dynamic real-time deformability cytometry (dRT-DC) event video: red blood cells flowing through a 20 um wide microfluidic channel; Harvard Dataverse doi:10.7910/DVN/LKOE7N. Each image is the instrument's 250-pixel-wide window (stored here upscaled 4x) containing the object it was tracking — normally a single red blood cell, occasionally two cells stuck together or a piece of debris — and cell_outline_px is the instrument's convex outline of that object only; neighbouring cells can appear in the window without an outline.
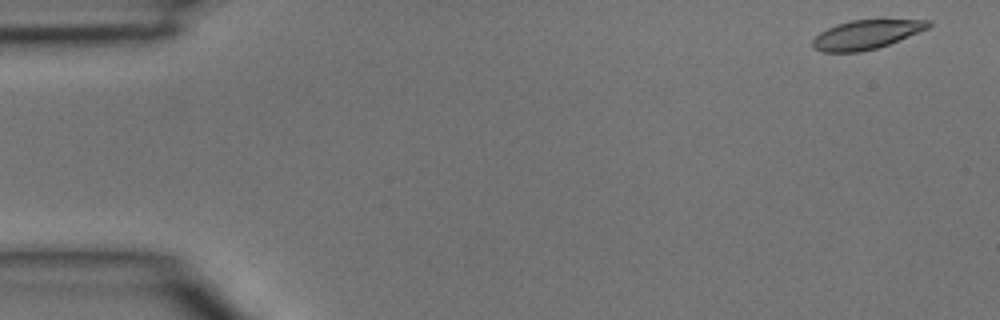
{"species": "common noctule bat (a hibernating species)", "species_latin": "Nyctalus noctula", "temperature_condition": "room temperature", "stored_images_in_passage": 5, "camera_frame_rate_fps": 3000, "um_per_image_px": 0.085, "animal": {"sex": "male", "body_mass_g": 15.6}, "frame": {"image": 1, "passage_image": 1, "time_ms": 0.0, "image_size_px": [1000, 320], "cell_outline_px": [[932, 24], [928, 28], [888, 44], [876, 48], [860, 52], [824, 52], [812, 48], [812, 40], [820, 32], [836, 24], [848, 20], [932, 20]], "centroid_in_image_um": [73.59, 2.94], "position_along_channel_um": 11.4, "area_um2": 19.42}}
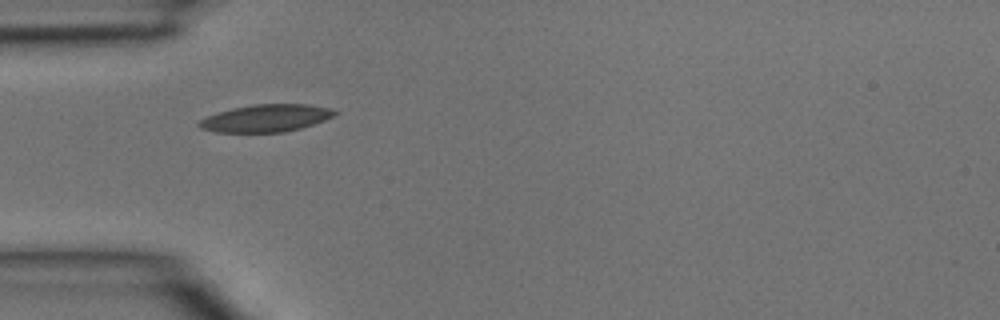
{"frame": {"image": 2, "passage_image": 4, "time_ms": 1.0, "image_size_px": [1000, 320], "cell_outline_px": [[340, 112], [336, 116], [300, 128], [284, 132], [216, 132], [200, 128], [196, 124], [200, 120], [208, 116], [232, 108], [256, 104], [308, 104], [328, 108]], "centroid_in_image_um": [22.63, 10.04], "position_along_channel_um": 62.4, "area_um2": 21.5}}
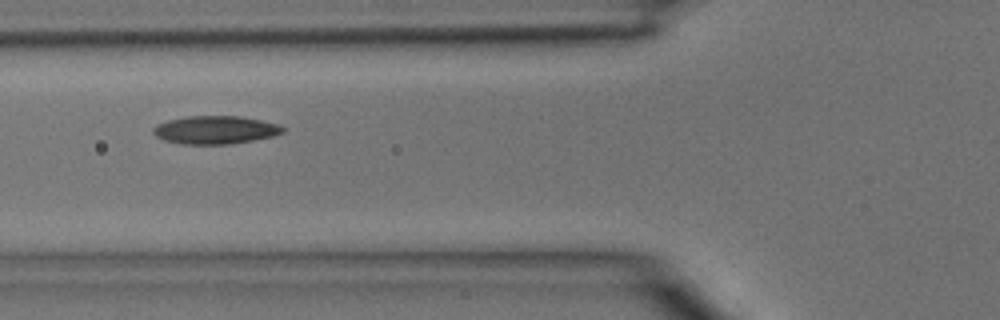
{"frame": {"image": 3, "passage_image": 5, "time_ms": 1.333, "image_size_px": [1000, 320], "cell_outline_px": [[288, 128], [284, 132], [272, 136], [232, 144], [184, 144], [164, 140], [156, 136], [152, 132], [152, 128], [156, 124], [168, 120], [188, 116], [240, 116], [280, 124]], "centroid_in_image_um": [18.32, 11.04], "position_along_channel_um": 107.5, "area_um2": 21.33}}